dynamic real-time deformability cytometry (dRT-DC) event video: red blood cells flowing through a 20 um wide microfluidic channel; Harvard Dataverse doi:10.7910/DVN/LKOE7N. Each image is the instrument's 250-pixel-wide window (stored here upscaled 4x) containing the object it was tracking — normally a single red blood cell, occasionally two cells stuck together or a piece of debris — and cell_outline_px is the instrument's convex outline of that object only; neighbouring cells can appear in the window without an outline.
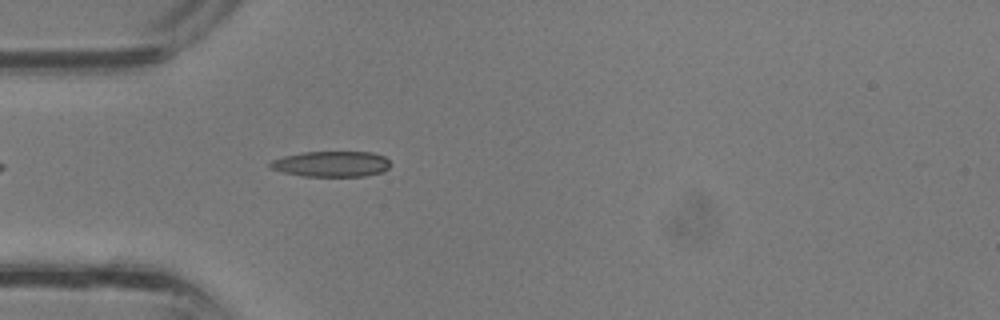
{"species": "common noctule bat (a hibernating species)", "species_latin": "Nyctalus noctula", "temperature_condition": "room temperature", "stored_images_in_passage": 26, "camera_frame_rate_fps": 3000, "um_per_image_px": 0.085, "animal": {"sex": "male", "body_mass_g": 13.3}, "frame": {"image": 1, "passage_image": 1, "time_ms": 0.0, "image_size_px": [1000, 320], "cell_outline_px": [[392, 164], [384, 172], [364, 176], [304, 176], [284, 172], [272, 168], [268, 164], [272, 160], [284, 156], [304, 152], [372, 152], [384, 156]], "centroid_in_image_um": [28.22, 13.93], "position_along_channel_um": 56.8, "area_um2": 17.92}}
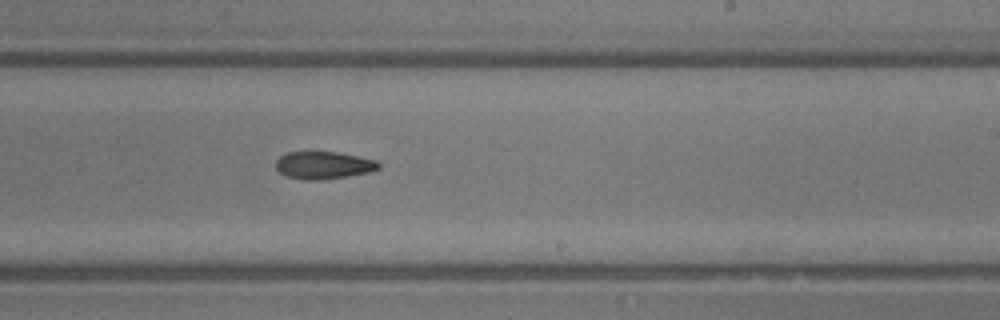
{"frame": {"image": 2, "passage_image": 12, "time_ms": 3.667, "image_size_px": [1000, 320], "cell_outline_px": [[380, 168], [372, 172], [324, 180], [300, 180], [284, 176], [276, 168], [276, 160], [280, 156], [288, 152], [336, 152], [376, 160], [380, 164]], "centroid_in_image_um": [27.49, 14.06], "position_along_channel_um": 261.5, "area_um2": 16.65}}
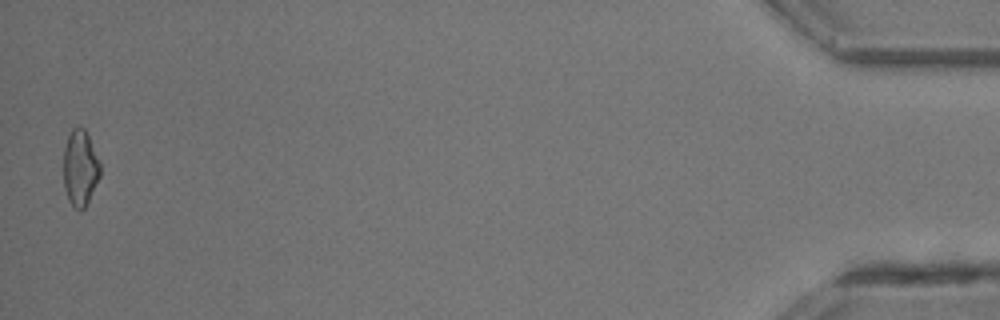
{"frame": {"image": 3, "passage_image": 26, "time_ms": 8.333, "image_size_px": [1000, 320], "cell_outline_px": [[100, 176], [84, 208], [80, 212], [68, 200], [64, 188], [64, 148], [68, 136], [72, 128], [80, 124], [84, 128], [88, 136], [100, 164]], "centroid_in_image_um": [6.8, 14.26], "position_along_channel_um": 428.4, "area_um2": 16.07}}